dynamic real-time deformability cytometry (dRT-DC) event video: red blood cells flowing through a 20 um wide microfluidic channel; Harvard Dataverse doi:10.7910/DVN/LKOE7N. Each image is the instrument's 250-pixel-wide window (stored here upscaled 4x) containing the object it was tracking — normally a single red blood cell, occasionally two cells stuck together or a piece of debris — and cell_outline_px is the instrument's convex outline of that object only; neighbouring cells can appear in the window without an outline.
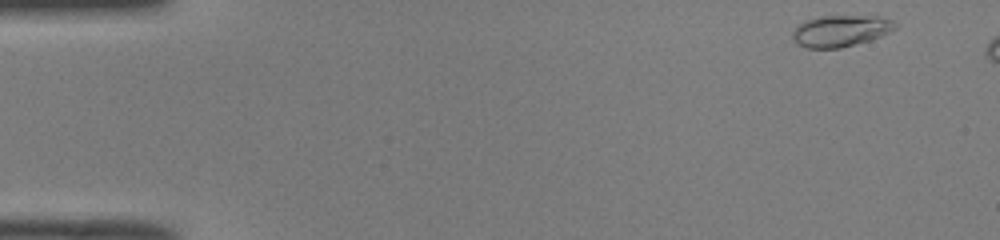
{"species": "common noctule bat (a hibernating species)", "species_latin": "Nyctalus noctula", "temperature_condition": "room temperature", "stored_images_in_passage": 6, "camera_frame_rate_fps": 3000, "um_per_image_px": 0.085, "animal": {"sex": "male", "body_mass_g": 19.0, "forearm_length_mm": 50.8}, "frame": {"image": 1, "passage_image": 1, "time_ms": 0.0, "image_size_px": [1000, 240], "cell_outline_px": [[896, 28], [880, 36], [868, 40], [840, 48], [808, 48], [792, 40], [792, 32], [800, 24], [808, 20], [820, 16], [880, 16], [892, 20], [896, 24]], "centroid_in_image_um": [71.45, 2.62], "position_along_channel_um": 13.5, "area_um2": 18.5}}